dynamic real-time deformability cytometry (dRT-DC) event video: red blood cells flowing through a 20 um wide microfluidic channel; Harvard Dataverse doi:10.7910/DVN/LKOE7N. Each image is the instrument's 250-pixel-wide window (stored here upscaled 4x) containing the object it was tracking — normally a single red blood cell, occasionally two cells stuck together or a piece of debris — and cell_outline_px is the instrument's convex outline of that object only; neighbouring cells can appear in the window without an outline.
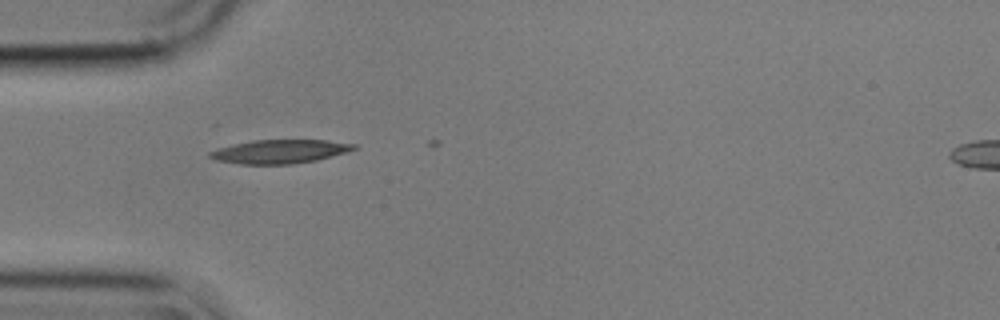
{"species": "common noctule bat (a hibernating species)", "species_latin": "Nyctalus noctula", "temperature_condition": "cold", "stored_images_in_passage": 4, "camera_frame_rate_fps": 3000, "um_per_image_px": 0.085, "animal": {"sex": "male", "body_mass_g": 17.9}, "frame": {"image": 1, "passage_image": 3, "time_ms": 0.667, "image_size_px": [1000, 320], "cell_outline_px": [[360, 148], [348, 152], [316, 160], [292, 164], [240, 164], [216, 160], [208, 156], [208, 152], [216, 148], [232, 144], [252, 140], [328, 140], [356, 144]], "centroid_in_image_um": [23.79, 12.87], "position_along_channel_um": 61.2, "area_um2": 20.11}}